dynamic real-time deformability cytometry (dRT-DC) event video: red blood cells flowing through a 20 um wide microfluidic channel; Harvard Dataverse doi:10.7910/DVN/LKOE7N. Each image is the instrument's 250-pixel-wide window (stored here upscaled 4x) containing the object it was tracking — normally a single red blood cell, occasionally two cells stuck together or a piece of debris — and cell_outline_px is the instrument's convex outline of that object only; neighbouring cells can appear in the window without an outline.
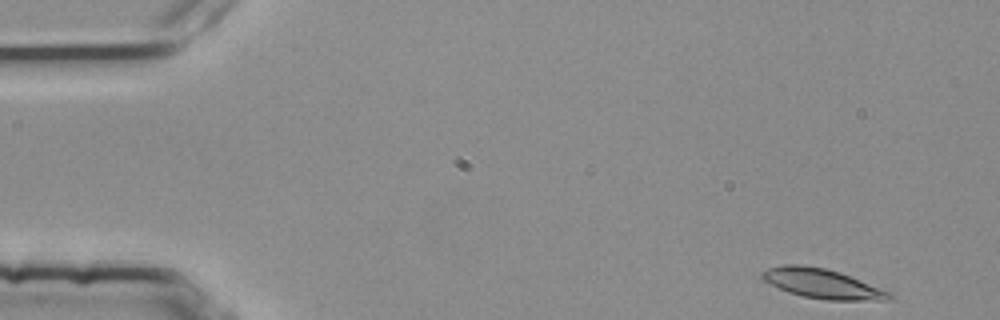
{"species": "common noctule bat (a hibernating species)", "species_latin": "Nyctalus noctula", "temperature_condition": "room temperature", "stored_images_in_passage": 48, "camera_frame_rate_fps": 3000, "um_per_image_px": 0.085, "animal": {"sex": "female", "body_mass_g": 25.1}, "frame": {"image": 1, "passage_image": 1, "time_ms": 0.0, "image_size_px": [1000, 320], "cell_outline_px": [[892, 296], [888, 300], [828, 300], [804, 296], [788, 292], [760, 280], [760, 272], [768, 268], [784, 264], [800, 264], [824, 268], [840, 272], [888, 292]], "centroid_in_image_um": [69.77, 24.09], "position_along_channel_um": 15.2, "area_um2": 21.68}}
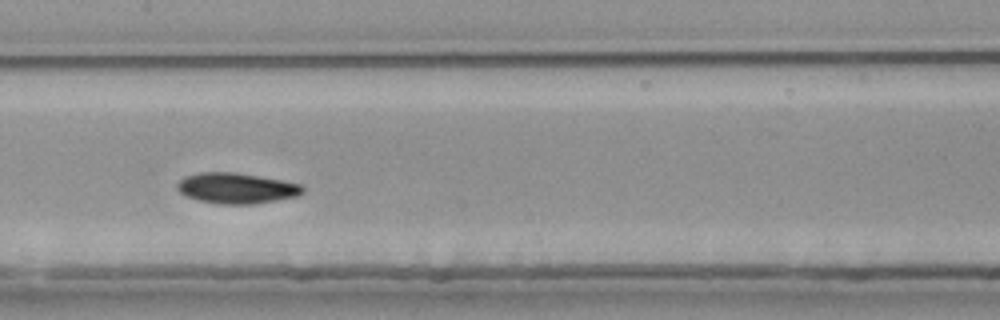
{"frame": {"image": 2, "passage_image": 24, "time_ms": 7.667, "image_size_px": [1000, 320], "cell_outline_px": [[304, 192], [296, 196], [276, 200], [252, 204], [220, 204], [200, 200], [188, 196], [180, 192], [176, 188], [176, 184], [184, 176], [196, 172], [236, 172], [284, 180], [300, 184], [304, 188]], "centroid_in_image_um": [20.09, 15.98], "position_along_channel_um": 187.3, "area_um2": 22.43}}
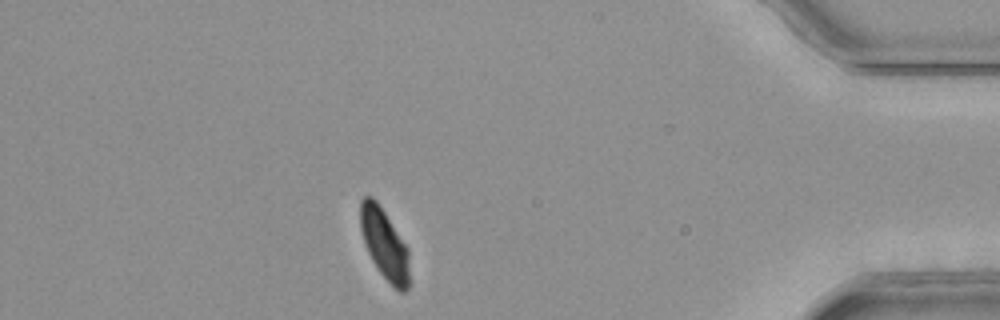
{"frame": {"image": 3, "passage_image": 45, "time_ms": 14.667, "image_size_px": [1000, 320], "cell_outline_px": [[412, 284], [404, 292], [400, 292], [380, 272], [372, 260], [368, 252], [360, 228], [360, 200], [364, 196], [372, 196], [376, 200], [408, 248]], "centroid_in_image_um": [32.72, 20.78], "position_along_channel_um": 402.5, "area_um2": 20.23}, "authors_computed_cell_mechanics": {"area_um2": 21.7906, "velocity_mm_per_s": 3.746, "shape_relaxation_time_tau1_ms": 4.1499, "shape_relaxation_time_tau2_ms": 4.2533, "deformation_change_tau1": 0.1261, "deformation_change_tau2": 0.0775}}